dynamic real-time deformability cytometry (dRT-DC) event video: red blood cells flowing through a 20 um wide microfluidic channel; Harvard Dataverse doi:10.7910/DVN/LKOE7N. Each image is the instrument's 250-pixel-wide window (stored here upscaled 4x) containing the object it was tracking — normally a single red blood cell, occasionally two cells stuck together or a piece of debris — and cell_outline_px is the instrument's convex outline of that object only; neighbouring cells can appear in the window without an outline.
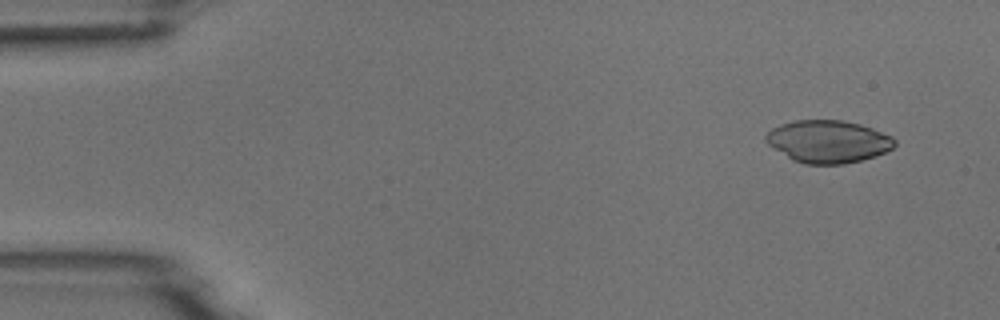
{"species": "common noctule bat (a hibernating species)", "species_latin": "Nyctalus noctula", "temperature_condition": "room temperature", "stored_images_in_passage": 4, "camera_frame_rate_fps": 3000, "um_per_image_px": 0.085, "animal": {"sex": "male", "body_mass_g": 18.8}, "frame": {"image": 1, "passage_image": 1, "time_ms": 0.0, "image_size_px": [1000, 320], "cell_outline_px": [[896, 144], [892, 148], [876, 156], [844, 164], [804, 164], [792, 160], [768, 144], [764, 140], [764, 136], [772, 128], [780, 124], [792, 120], [844, 120], [860, 124], [872, 128], [892, 136], [896, 140]], "centroid_in_image_um": [70.37, 12.02], "position_along_channel_um": 14.6, "area_um2": 32.02}}